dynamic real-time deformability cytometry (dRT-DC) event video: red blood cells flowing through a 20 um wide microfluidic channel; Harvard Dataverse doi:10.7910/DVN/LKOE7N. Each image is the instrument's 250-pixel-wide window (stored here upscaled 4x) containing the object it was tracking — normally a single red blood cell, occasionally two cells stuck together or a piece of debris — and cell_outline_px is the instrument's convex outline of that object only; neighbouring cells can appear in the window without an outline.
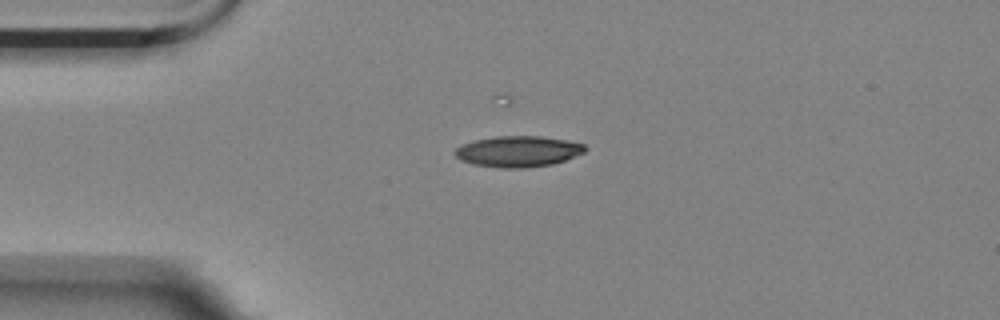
{"species": "Egyptian fruit bat (a non-hibernating species)", "species_latin": "Rousettus aegyptiacus", "temperature_condition": "room temperature", "stored_images_in_passage": 31, "camera_frame_rate_fps": 3000, "um_per_image_px": 0.085, "animal": {"sex": "female"}, "frame": {"image": 1, "passage_image": 1, "time_ms": 0.0, "image_size_px": [1000, 320], "cell_outline_px": [[588, 148], [584, 152], [564, 160], [552, 164], [524, 168], [500, 168], [472, 164], [460, 160], [452, 152], [456, 148], [472, 140], [496, 136], [540, 136], [568, 140], [584, 144]], "centroid_in_image_um": [44.02, 12.87], "position_along_channel_um": 41.0, "area_um2": 23.58}}
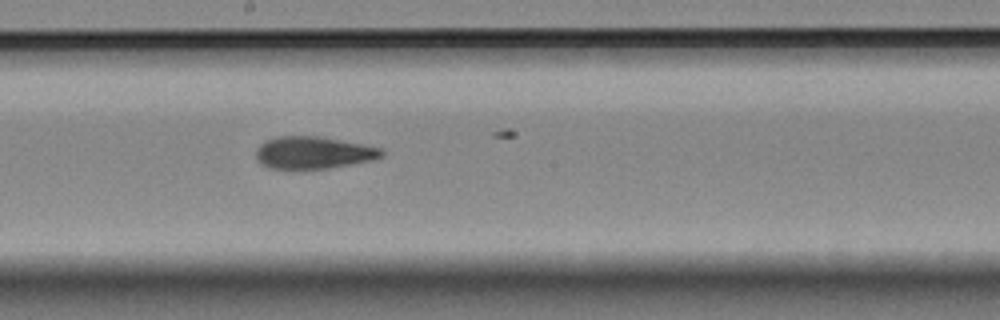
{"frame": {"image": 2, "passage_image": 18, "time_ms": 5.667, "image_size_px": [1000, 320], "cell_outline_px": [[384, 156], [372, 160], [328, 168], [268, 168], [260, 164], [256, 160], [256, 148], [260, 144], [276, 136], [320, 136], [384, 148]], "centroid_in_image_um": [26.64, 12.96], "position_along_channel_um": 221.6, "area_um2": 23.64}}
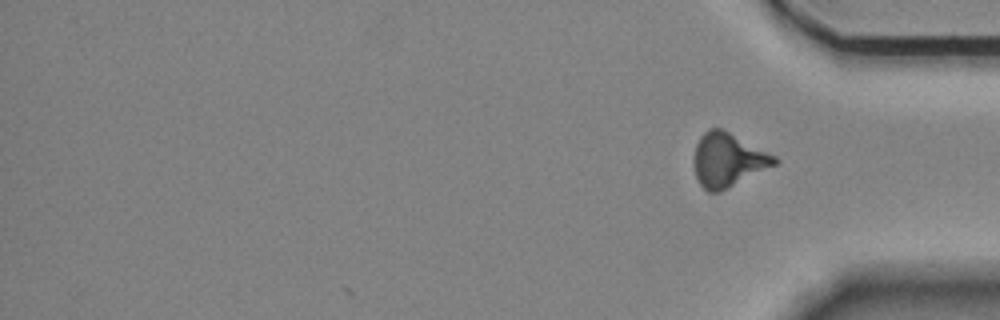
{"frame": {"image": 3, "passage_image": 31, "time_ms": 10.0, "image_size_px": [1000, 320], "cell_outline_px": [[780, 160], [776, 164], [720, 192], [708, 192], [700, 184], [696, 176], [696, 144], [700, 136], [708, 128], [720, 128], [776, 156]], "centroid_in_image_um": [61.89, 13.6], "position_along_channel_um": 373.3, "area_um2": 24.62}, "authors_computed_cell_mechanics": {"area_um2": 23.987, "velocity_mm_per_s": 3.5613, "shape_relaxation_time_tau1_ms": null, "shape_relaxation_time_tau2_ms": 2.9243, "deformation_change_tau1": null, "deformation_change_tau2": 0.0957}}